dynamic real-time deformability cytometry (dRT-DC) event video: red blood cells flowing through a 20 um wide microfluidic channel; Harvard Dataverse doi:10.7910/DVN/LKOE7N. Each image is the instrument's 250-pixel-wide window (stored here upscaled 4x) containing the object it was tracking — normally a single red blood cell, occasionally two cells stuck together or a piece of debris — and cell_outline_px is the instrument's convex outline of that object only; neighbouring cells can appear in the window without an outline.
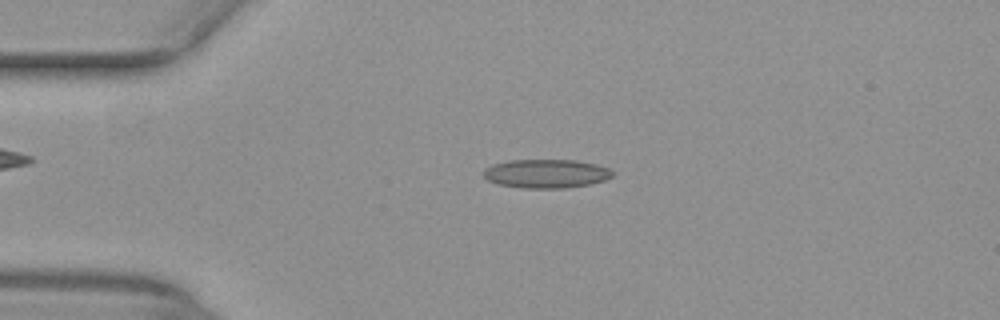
{"species": "common noctule bat (a hibernating species)", "species_latin": "Nyctalus noctula", "temperature_condition": "warm", "stored_images_in_passage": 11, "camera_frame_rate_fps": 3000, "um_per_image_px": 0.085, "animal": {"sex": "female", "body_mass_g": 29.2, "forearm_length_mm": 56.3}, "frame": {"image": 1, "passage_image": 2, "time_ms": 0.333, "image_size_px": [1000, 320], "cell_outline_px": [[612, 176], [604, 180], [592, 184], [564, 188], [520, 188], [496, 184], [488, 180], [480, 172], [484, 168], [492, 164], [508, 160], [576, 160], [596, 164], [608, 168], [612, 172]], "centroid_in_image_um": [46.36, 14.76], "position_along_channel_um": 38.6, "area_um2": 21.85}}
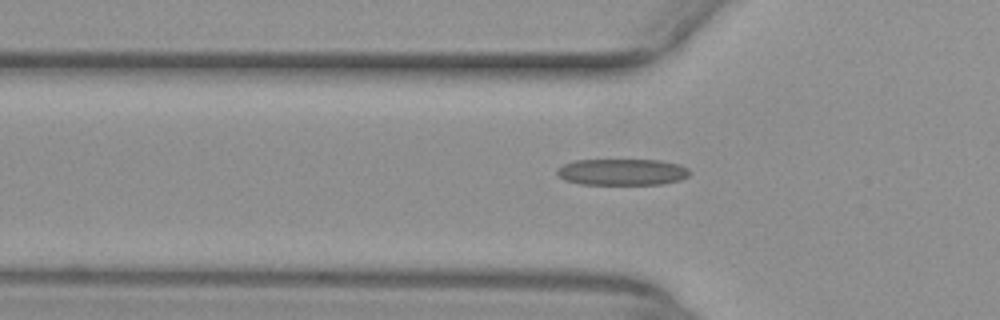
{"frame": {"image": 2, "passage_image": 7, "time_ms": 2.0, "image_size_px": [1000, 320], "cell_outline_px": [[692, 172], [688, 176], [680, 180], [660, 184], [580, 184], [564, 180], [556, 172], [564, 164], [576, 160], [660, 160], [680, 164], [688, 168]], "centroid_in_image_um": [52.93, 14.62], "position_along_channel_um": 72.9, "area_um2": 20.4}}
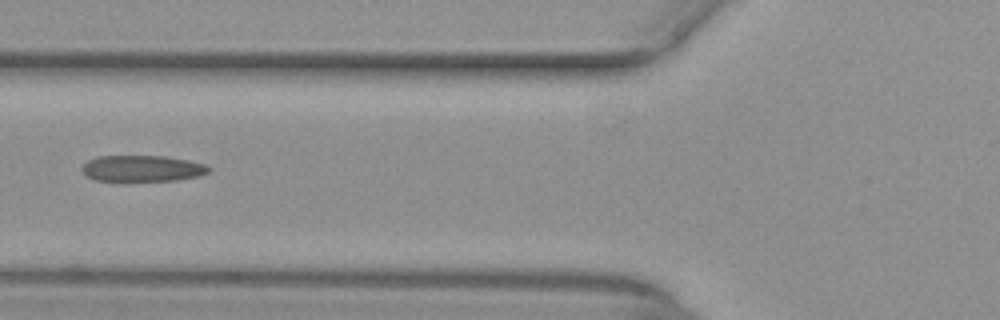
{"frame": {"image": 3, "passage_image": 10, "time_ms": 3.0, "image_size_px": [1000, 320], "cell_outline_px": [[212, 168], [208, 172], [200, 176], [176, 180], [124, 184], [96, 180], [88, 176], [80, 168], [88, 160], [96, 156], [164, 156], [188, 160], [208, 164]], "centroid_in_image_um": [12.09, 14.36], "position_along_channel_um": 113.7, "area_um2": 20.4}}